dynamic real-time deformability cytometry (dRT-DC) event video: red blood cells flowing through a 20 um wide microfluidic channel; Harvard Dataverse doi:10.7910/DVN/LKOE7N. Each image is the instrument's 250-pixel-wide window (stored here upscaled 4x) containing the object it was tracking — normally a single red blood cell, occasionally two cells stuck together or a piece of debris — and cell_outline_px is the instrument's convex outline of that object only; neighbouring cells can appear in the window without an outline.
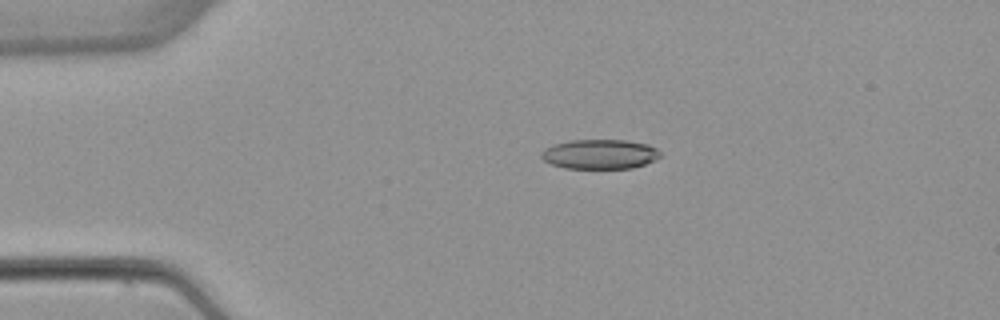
{"species": "common noctule bat (a hibernating species)", "species_latin": "Nyctalus noctula", "temperature_condition": "warm", "stored_images_in_passage": 4, "camera_frame_rate_fps": 3000, "um_per_image_px": 0.085, "animal": {"sex": "female", "body_mass_g": 22.7, "forearm_length_mm": 54.2}, "frame": {"image": 1, "passage_image": 3, "time_ms": 2.333, "image_size_px": [1000, 320], "cell_outline_px": [[660, 156], [656, 160], [632, 168], [564, 168], [552, 164], [544, 160], [540, 156], [540, 152], [544, 148], [552, 144], [568, 140], [624, 140], [648, 144], [656, 148], [660, 152]], "centroid_in_image_um": [50.95, 13.09], "position_along_channel_um": 34.0, "area_um2": 20.63}}